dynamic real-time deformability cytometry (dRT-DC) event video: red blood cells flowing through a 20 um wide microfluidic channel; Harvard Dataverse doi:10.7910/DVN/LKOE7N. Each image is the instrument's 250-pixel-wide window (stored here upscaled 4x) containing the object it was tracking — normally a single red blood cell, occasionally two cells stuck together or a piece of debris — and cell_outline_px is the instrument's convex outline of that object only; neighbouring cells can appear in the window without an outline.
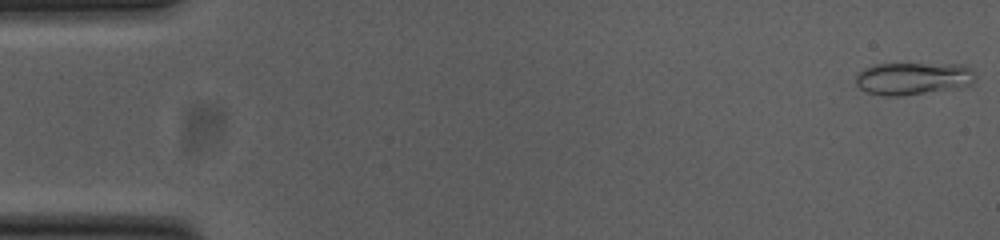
{"species": "common noctule bat (a hibernating species)", "species_latin": "Nyctalus noctula", "temperature_condition": "cold", "stored_images_in_passage": 53, "camera_frame_rate_fps": 3000, "um_per_image_px": 0.085, "animal": {"sex": "female", "body_mass_g": 23.0, "forearm_length_mm": 53.4}, "frame": {"image": 1, "passage_image": 1, "time_ms": 0.0, "image_size_px": [1000, 240], "cell_outline_px": [[976, 80], [972, 84], [900, 96], [884, 96], [868, 92], [860, 88], [856, 84], [856, 76], [864, 68], [872, 64], [964, 64], [972, 68], [976, 76]], "centroid_in_image_um": [77.61, 6.65], "position_along_channel_um": 7.4, "area_um2": 22.43}}
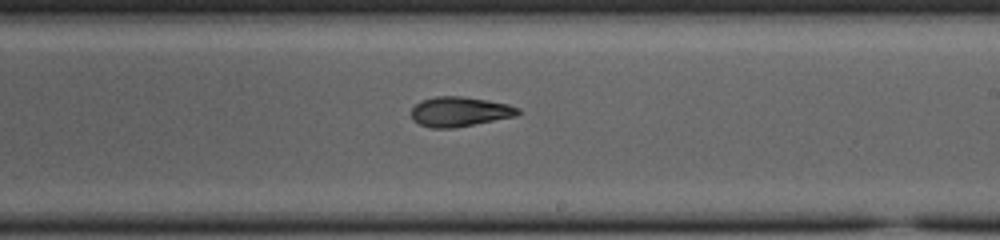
{"frame": {"image": 2, "passage_image": 31, "time_ms": 10.0, "image_size_px": [1000, 240], "cell_outline_px": [[524, 112], [516, 116], [456, 128], [432, 128], [420, 124], [412, 120], [412, 108], [420, 100], [436, 96], [460, 96], [488, 100], [508, 104], [520, 108]], "centroid_in_image_um": [39.11, 9.49], "position_along_channel_um": 249.9, "area_um2": 18.73}}
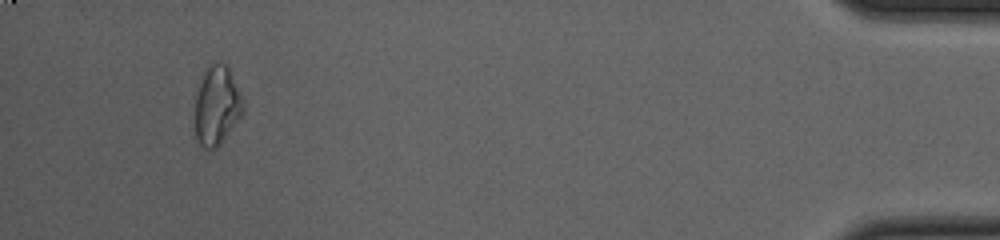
{"frame": {"image": 3, "passage_image": 50, "time_ms": 16.333, "image_size_px": [1000, 240], "cell_outline_px": [[244, 112], [220, 144], [216, 148], [204, 148], [196, 140], [196, 92], [200, 80], [208, 64], [216, 60], [228, 64], [244, 96]], "centroid_in_image_um": [18.47, 8.89], "position_along_channel_um": 416.7, "area_um2": 22.72}, "authors_computed_cell_mechanics": {"area_um2": 19.5364, "velocity_mm_per_s": 3.7992, "shape_relaxation_time_tau1_ms": null, "shape_relaxation_time_tau2_ms": 3.5121, "deformation_change_tau1": null, "deformation_change_tau2": 0.099}}